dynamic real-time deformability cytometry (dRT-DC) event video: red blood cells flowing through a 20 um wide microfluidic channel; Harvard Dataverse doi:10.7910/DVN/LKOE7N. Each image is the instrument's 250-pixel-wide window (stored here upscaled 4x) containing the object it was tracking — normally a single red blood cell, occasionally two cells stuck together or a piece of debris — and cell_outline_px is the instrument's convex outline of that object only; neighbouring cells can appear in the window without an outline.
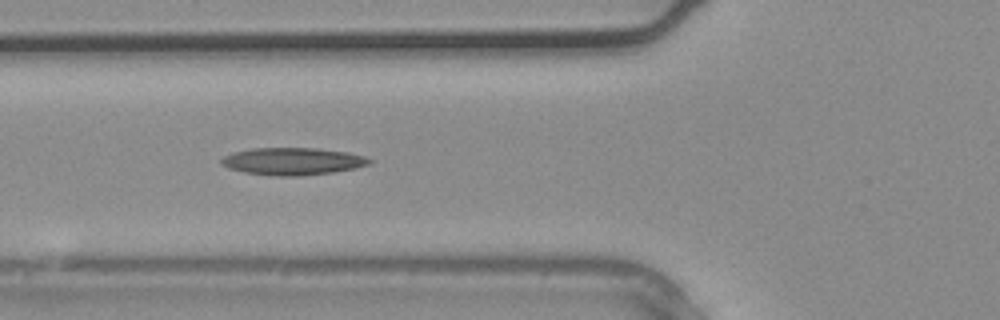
{"species": "common noctule bat (a hibernating species)", "species_latin": "Nyctalus noctula", "temperature_condition": "warm", "stored_images_in_passage": 28, "camera_frame_rate_fps": 3000, "um_per_image_px": 0.085, "animal": {"sex": "male", "body_mass_g": 20.4}, "frame": {"image": 1, "passage_image": 5, "time_ms": 1.333, "image_size_px": [1000, 320], "cell_outline_px": [[372, 160], [368, 164], [356, 168], [332, 172], [296, 176], [276, 176], [244, 172], [228, 168], [220, 164], [220, 160], [224, 156], [232, 152], [252, 148], [316, 148], [348, 152], [364, 156]], "centroid_in_image_um": [24.84, 13.7], "position_along_channel_um": 101.0, "area_um2": 23.52}}